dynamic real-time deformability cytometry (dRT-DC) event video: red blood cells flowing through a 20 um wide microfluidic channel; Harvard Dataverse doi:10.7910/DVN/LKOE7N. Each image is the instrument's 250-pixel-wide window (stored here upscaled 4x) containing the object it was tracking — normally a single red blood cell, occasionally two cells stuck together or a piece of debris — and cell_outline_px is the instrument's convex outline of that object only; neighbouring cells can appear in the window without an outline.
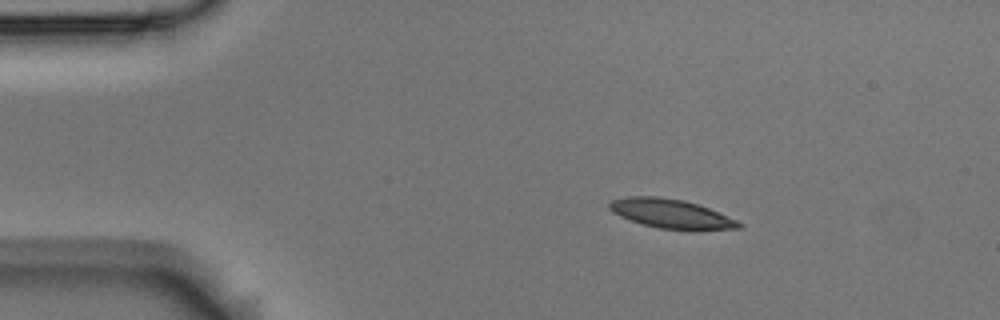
{"species": "Egyptian fruit bat (a non-hibernating species)", "species_latin": "Rousettus aegyptiacus", "temperature_condition": "room temperature", "stored_images_in_passage": 3, "camera_frame_rate_fps": 3000, "um_per_image_px": 0.085, "animal": {"sex": "male"}, "frame": {"image": 1, "passage_image": 2, "time_ms": 0.333, "image_size_px": [1000, 320], "cell_outline_px": [[744, 224], [740, 228], [696, 232], [692, 232], [660, 228], [644, 224], [620, 216], [612, 212], [608, 208], [608, 204], [612, 200], [628, 196], [656, 196], [684, 200], [708, 208], [736, 220]], "centroid_in_image_um": [57.08, 18.2], "position_along_channel_um": 27.9, "area_um2": 22.31}}